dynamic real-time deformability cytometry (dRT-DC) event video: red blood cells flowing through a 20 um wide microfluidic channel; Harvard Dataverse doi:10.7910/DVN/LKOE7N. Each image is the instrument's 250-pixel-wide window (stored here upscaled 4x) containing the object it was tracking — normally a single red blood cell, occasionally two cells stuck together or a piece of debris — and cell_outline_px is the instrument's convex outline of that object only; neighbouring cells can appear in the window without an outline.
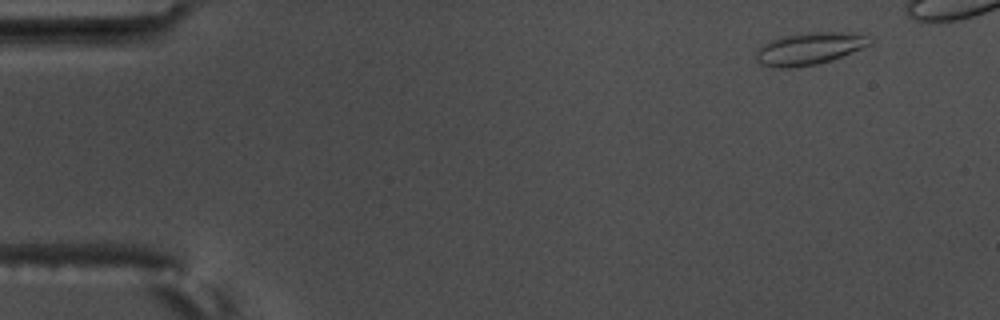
{"species": "common noctule bat (a hibernating species)", "species_latin": "Nyctalus noctula", "temperature_condition": "warm", "stored_images_in_passage": 6, "camera_frame_rate_fps": 3000, "um_per_image_px": 0.085, "animal": {"sex": "male", "body_mass_g": 17.5, "forearm_length_mm": 52.3}, "frame": {"image": 1, "passage_image": 1, "time_ms": 0.0, "image_size_px": [1000, 320], "cell_outline_px": [[872, 44], [832, 60], [816, 64], [788, 68], [780, 68], [760, 64], [756, 60], [756, 52], [764, 44], [780, 36], [812, 32], [868, 32], [872, 40]], "centroid_in_image_um": [68.88, 4.11], "position_along_channel_um": 16.1, "area_um2": 21.56}}